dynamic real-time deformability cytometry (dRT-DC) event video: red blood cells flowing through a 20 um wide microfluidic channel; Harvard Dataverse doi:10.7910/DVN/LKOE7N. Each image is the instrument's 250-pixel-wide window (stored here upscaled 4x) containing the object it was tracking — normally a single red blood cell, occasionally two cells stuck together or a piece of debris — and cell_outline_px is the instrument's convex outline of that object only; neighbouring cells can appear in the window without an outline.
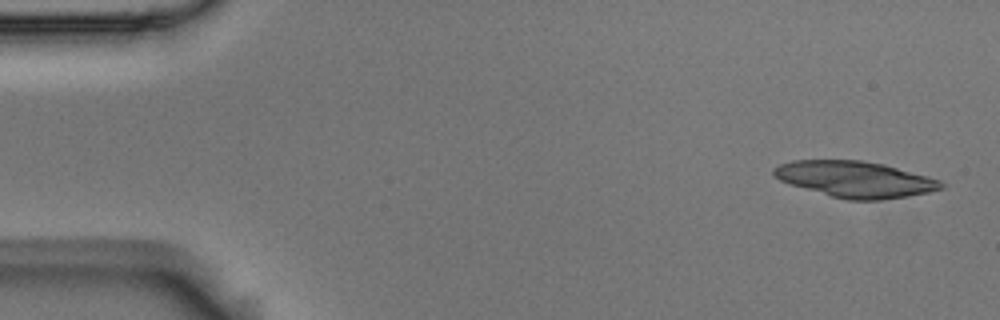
{"species": "Egyptian fruit bat (a non-hibernating species)", "species_latin": "Rousettus aegyptiacus", "temperature_condition": "room temperature", "stored_images_in_passage": 4, "segment_of_instrument_passage": [2, 2], "camera_frame_rate_fps": 3000, "um_per_image_px": 0.085, "animal": {"sex": "male"}, "frame": {"image": 1, "passage_image": 4, "time_ms": 1.0, "image_size_px": [1000, 320], "cell_outline_px": [[944, 188], [928, 192], [908, 196], [880, 200], [848, 200], [832, 196], [788, 184], [772, 176], [772, 168], [780, 164], [792, 160], [860, 160], [884, 164], [928, 176], [940, 180], [944, 184]], "centroid_in_image_um": [72.66, 15.23], "position_along_channel_um": 12.3, "area_um2": 35.32}}